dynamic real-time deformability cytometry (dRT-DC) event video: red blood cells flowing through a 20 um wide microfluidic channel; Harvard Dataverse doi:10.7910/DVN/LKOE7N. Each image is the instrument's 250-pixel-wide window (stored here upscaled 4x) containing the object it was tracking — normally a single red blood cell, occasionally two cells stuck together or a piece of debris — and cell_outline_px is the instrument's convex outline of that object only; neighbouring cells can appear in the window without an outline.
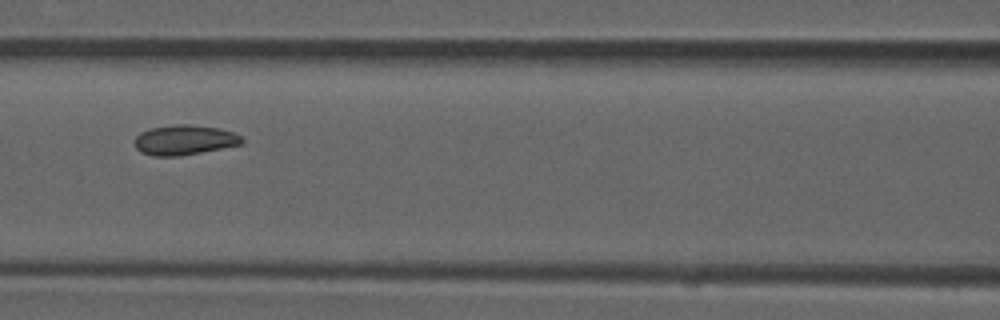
{"species": "common noctule bat (a hibernating species)", "species_latin": "Nyctalus noctula", "temperature_condition": "room temperature", "stored_images_in_passage": 6, "camera_frame_rate_fps": 3000, "um_per_image_px": 0.085, "animal": {"sex": "male", "forearm_length_mm": 52.5}, "frame": {"image": 1, "passage_image": 4, "time_ms": 1.0, "image_size_px": [1000, 320], "cell_outline_px": [[244, 144], [180, 156], [152, 156], [140, 152], [136, 148], [136, 136], [140, 132], [152, 128], [176, 124], [192, 124], [216, 128], [232, 132], [244, 136]], "centroid_in_image_um": [15.71, 11.9], "position_along_channel_um": 150.9, "area_um2": 18.79}}
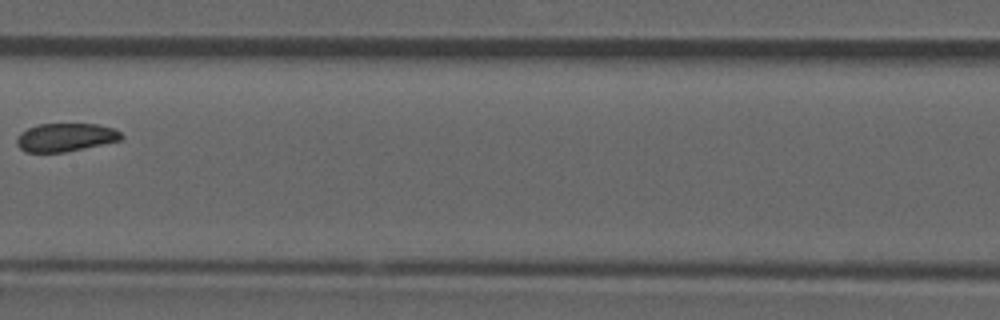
{"frame": {"image": 2, "passage_image": 5, "time_ms": 1.333, "image_size_px": [1000, 320], "cell_outline_px": [[124, 136], [120, 140], [84, 148], [64, 152], [24, 152], [16, 144], [16, 140], [20, 132], [36, 124], [96, 124], [112, 128], [120, 132]], "centroid_in_image_um": [5.53, 11.67], "position_along_channel_um": 201.9, "area_um2": 17.17}}